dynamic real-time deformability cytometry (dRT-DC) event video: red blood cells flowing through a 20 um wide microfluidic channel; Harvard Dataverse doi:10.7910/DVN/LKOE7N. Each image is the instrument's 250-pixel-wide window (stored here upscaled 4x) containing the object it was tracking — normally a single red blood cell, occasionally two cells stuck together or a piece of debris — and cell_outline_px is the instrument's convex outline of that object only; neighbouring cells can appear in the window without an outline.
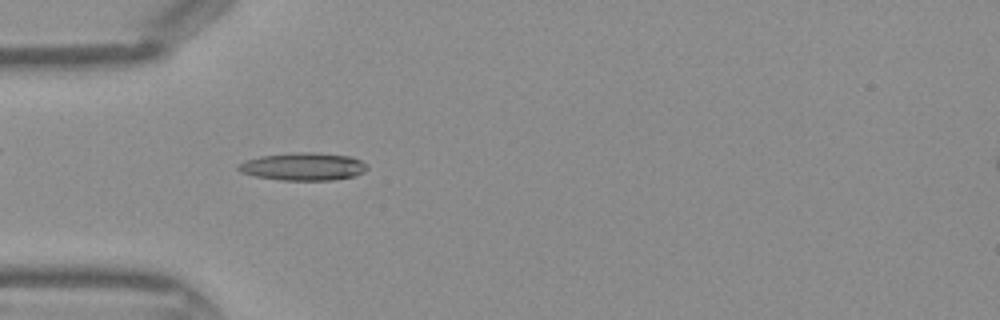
{"species": "Egyptian fruit bat (a non-hibernating species)", "species_latin": "Rousettus aegyptiacus", "temperature_condition": "warm", "stored_images_in_passage": 43, "camera_frame_rate_fps": 3000, "um_per_image_px": 0.085, "frame": {"image": 1, "passage_image": 13, "time_ms": 4.0, "image_size_px": [1000, 320], "cell_outline_px": [[368, 168], [364, 172], [352, 176], [332, 180], [280, 180], [256, 176], [240, 172], [236, 168], [236, 164], [244, 160], [260, 156], [296, 152], [316, 152], [352, 156], [360, 160]], "centroid_in_image_um": [25.73, 14.15], "position_along_channel_um": 59.3, "area_um2": 20.92}}
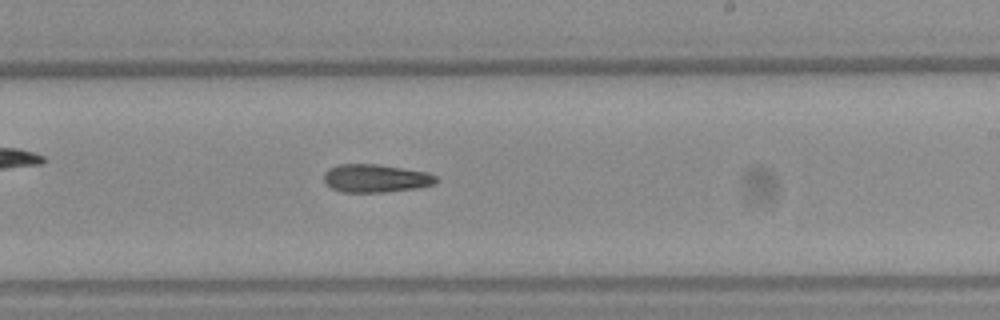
{"frame": {"image": 2, "passage_image": 26, "time_ms": 8.333, "image_size_px": [1000, 320], "cell_outline_px": [[436, 184], [416, 188], [384, 192], [340, 192], [324, 184], [324, 172], [328, 168], [340, 164], [380, 164], [428, 172], [436, 176]], "centroid_in_image_um": [31.91, 15.15], "position_along_channel_um": 257.1, "area_um2": 18.55}}
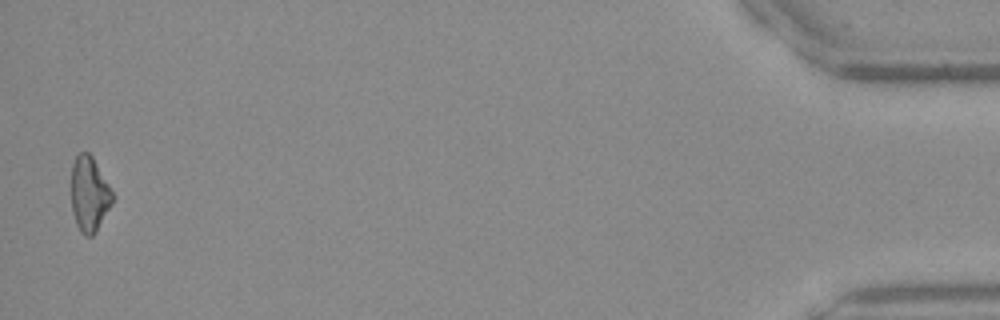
{"frame": {"image": 3, "passage_image": 43, "time_ms": 14.0, "image_size_px": [1000, 320], "cell_outline_px": [[116, 196], [112, 204], [96, 232], [92, 236], [84, 236], [80, 232], [76, 224], [72, 212], [72, 164], [76, 156], [80, 152], [88, 152], [92, 156]], "centroid_in_image_um": [7.61, 16.52], "position_along_channel_um": 427.6, "area_um2": 18.21}}